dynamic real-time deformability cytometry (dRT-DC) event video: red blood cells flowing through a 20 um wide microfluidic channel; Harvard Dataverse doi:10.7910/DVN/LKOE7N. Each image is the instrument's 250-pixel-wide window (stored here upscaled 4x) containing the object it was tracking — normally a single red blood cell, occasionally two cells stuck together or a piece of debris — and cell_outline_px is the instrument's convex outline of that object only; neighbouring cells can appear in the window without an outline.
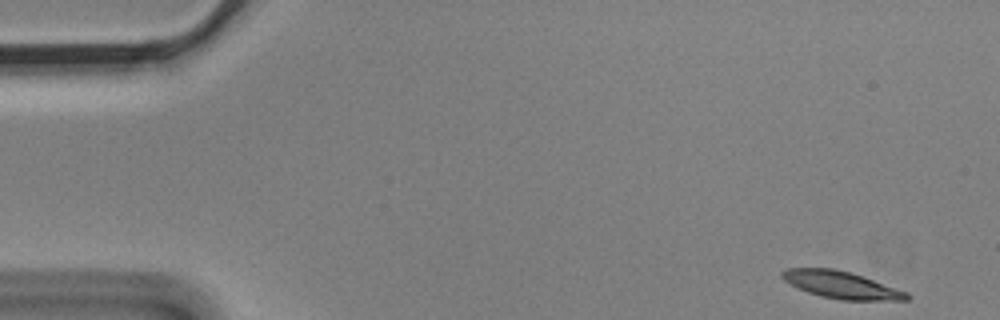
{"species": "Egyptian fruit bat (a non-hibernating species)", "species_latin": "Rousettus aegyptiacus", "temperature_condition": "cold", "stored_images_in_passage": 4, "camera_frame_rate_fps": 3000, "um_per_image_px": 0.085, "animal": {"sex": "male"}, "frame": {"image": 1, "passage_image": 1, "time_ms": 0.0, "image_size_px": [1000, 320], "cell_outline_px": [[912, 296], [908, 300], [840, 300], [820, 296], [808, 292], [784, 280], [780, 276], [780, 272], [784, 268], [832, 268], [852, 272], [864, 276], [908, 292]], "centroid_in_image_um": [71.53, 24.21], "position_along_channel_um": 13.5, "area_um2": 19.88}}
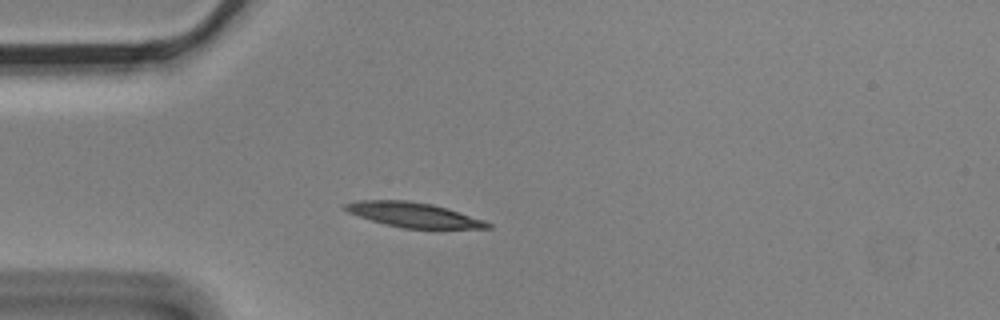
{"frame": {"image": 2, "passage_image": 4, "time_ms": 1.0, "image_size_px": [1000, 320], "cell_outline_px": [[492, 228], [404, 228], [372, 220], [348, 212], [344, 208], [344, 204], [360, 200], [408, 200], [432, 204], [484, 220], [492, 224]], "centroid_in_image_um": [35.16, 18.25], "position_along_channel_um": 49.8, "area_um2": 20.06}}